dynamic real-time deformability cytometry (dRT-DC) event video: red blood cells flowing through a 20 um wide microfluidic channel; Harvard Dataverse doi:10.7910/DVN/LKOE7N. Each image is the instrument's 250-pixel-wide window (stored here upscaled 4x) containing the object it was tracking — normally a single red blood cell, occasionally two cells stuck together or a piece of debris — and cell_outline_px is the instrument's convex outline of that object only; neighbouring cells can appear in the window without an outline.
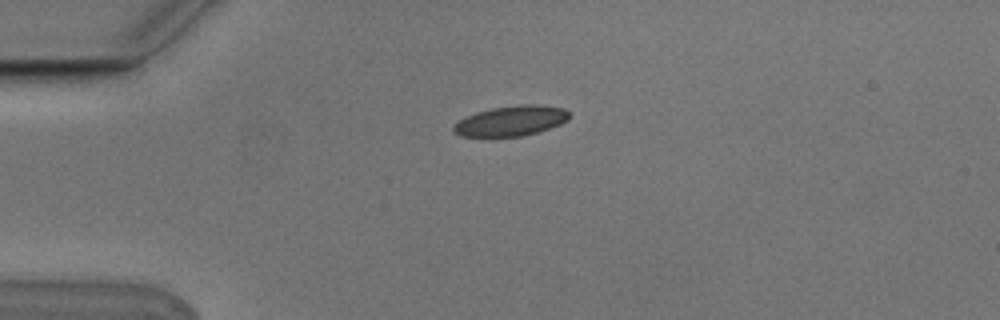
{"species": "Egyptian fruit bat (a non-hibernating species)", "species_latin": "Rousettus aegyptiacus", "temperature_condition": "cold", "stored_images_in_passage": 4, "camera_frame_rate_fps": 3000, "um_per_image_px": 0.085, "animal": {"sex": "male"}, "frame": {"image": 1, "passage_image": 2, "time_ms": 0.333, "image_size_px": [1000, 320], "cell_outline_px": [[568, 120], [560, 124], [536, 132], [520, 136], [460, 136], [452, 132], [452, 128], [460, 120], [476, 112], [492, 108], [520, 104], [536, 104], [564, 108], [568, 112]], "centroid_in_image_um": [43.43, 10.26], "position_along_channel_um": 41.6, "area_um2": 20.06}}